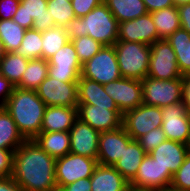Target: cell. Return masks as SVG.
<instances>
[{
    "label": "cell",
    "instance_id": "obj_43",
    "mask_svg": "<svg viewBox=\"0 0 190 191\" xmlns=\"http://www.w3.org/2000/svg\"><path fill=\"white\" fill-rule=\"evenodd\" d=\"M181 28L190 34V3H183L177 6Z\"/></svg>",
    "mask_w": 190,
    "mask_h": 191
},
{
    "label": "cell",
    "instance_id": "obj_20",
    "mask_svg": "<svg viewBox=\"0 0 190 191\" xmlns=\"http://www.w3.org/2000/svg\"><path fill=\"white\" fill-rule=\"evenodd\" d=\"M188 152L189 148L186 144L165 140L151 151L149 155L155 159L164 170H169L173 175L183 164Z\"/></svg>",
    "mask_w": 190,
    "mask_h": 191
},
{
    "label": "cell",
    "instance_id": "obj_48",
    "mask_svg": "<svg viewBox=\"0 0 190 191\" xmlns=\"http://www.w3.org/2000/svg\"><path fill=\"white\" fill-rule=\"evenodd\" d=\"M6 54L4 44L2 43L0 39V61L3 59L4 55Z\"/></svg>",
    "mask_w": 190,
    "mask_h": 191
},
{
    "label": "cell",
    "instance_id": "obj_50",
    "mask_svg": "<svg viewBox=\"0 0 190 191\" xmlns=\"http://www.w3.org/2000/svg\"><path fill=\"white\" fill-rule=\"evenodd\" d=\"M51 191H65V189L62 188V187L56 186V187H55L54 189H52Z\"/></svg>",
    "mask_w": 190,
    "mask_h": 191
},
{
    "label": "cell",
    "instance_id": "obj_31",
    "mask_svg": "<svg viewBox=\"0 0 190 191\" xmlns=\"http://www.w3.org/2000/svg\"><path fill=\"white\" fill-rule=\"evenodd\" d=\"M29 59L16 52H6L0 61L1 75L7 78L15 87L21 82Z\"/></svg>",
    "mask_w": 190,
    "mask_h": 191
},
{
    "label": "cell",
    "instance_id": "obj_33",
    "mask_svg": "<svg viewBox=\"0 0 190 191\" xmlns=\"http://www.w3.org/2000/svg\"><path fill=\"white\" fill-rule=\"evenodd\" d=\"M68 41L65 27L55 26L42 32V59L48 60Z\"/></svg>",
    "mask_w": 190,
    "mask_h": 191
},
{
    "label": "cell",
    "instance_id": "obj_8",
    "mask_svg": "<svg viewBox=\"0 0 190 191\" xmlns=\"http://www.w3.org/2000/svg\"><path fill=\"white\" fill-rule=\"evenodd\" d=\"M97 164V159L73 154L71 152L56 159V185L63 188L79 179L90 178Z\"/></svg>",
    "mask_w": 190,
    "mask_h": 191
},
{
    "label": "cell",
    "instance_id": "obj_13",
    "mask_svg": "<svg viewBox=\"0 0 190 191\" xmlns=\"http://www.w3.org/2000/svg\"><path fill=\"white\" fill-rule=\"evenodd\" d=\"M48 0H20L18 10L12 17L24 29H35L39 32L55 27L47 9Z\"/></svg>",
    "mask_w": 190,
    "mask_h": 191
},
{
    "label": "cell",
    "instance_id": "obj_10",
    "mask_svg": "<svg viewBox=\"0 0 190 191\" xmlns=\"http://www.w3.org/2000/svg\"><path fill=\"white\" fill-rule=\"evenodd\" d=\"M150 47L148 77L164 80L182 78L176 54L166 39L155 41Z\"/></svg>",
    "mask_w": 190,
    "mask_h": 191
},
{
    "label": "cell",
    "instance_id": "obj_34",
    "mask_svg": "<svg viewBox=\"0 0 190 191\" xmlns=\"http://www.w3.org/2000/svg\"><path fill=\"white\" fill-rule=\"evenodd\" d=\"M17 54L32 60L42 58V32L35 29H27Z\"/></svg>",
    "mask_w": 190,
    "mask_h": 191
},
{
    "label": "cell",
    "instance_id": "obj_5",
    "mask_svg": "<svg viewBox=\"0 0 190 191\" xmlns=\"http://www.w3.org/2000/svg\"><path fill=\"white\" fill-rule=\"evenodd\" d=\"M143 104L167 107L182 101V78L164 80L145 77L142 80Z\"/></svg>",
    "mask_w": 190,
    "mask_h": 191
},
{
    "label": "cell",
    "instance_id": "obj_3",
    "mask_svg": "<svg viewBox=\"0 0 190 191\" xmlns=\"http://www.w3.org/2000/svg\"><path fill=\"white\" fill-rule=\"evenodd\" d=\"M65 28L70 41L87 35L103 46H112L118 41L119 23L104 2L86 16L73 18Z\"/></svg>",
    "mask_w": 190,
    "mask_h": 191
},
{
    "label": "cell",
    "instance_id": "obj_28",
    "mask_svg": "<svg viewBox=\"0 0 190 191\" xmlns=\"http://www.w3.org/2000/svg\"><path fill=\"white\" fill-rule=\"evenodd\" d=\"M166 40L176 54L177 64L181 74H190V34L180 27Z\"/></svg>",
    "mask_w": 190,
    "mask_h": 191
},
{
    "label": "cell",
    "instance_id": "obj_47",
    "mask_svg": "<svg viewBox=\"0 0 190 191\" xmlns=\"http://www.w3.org/2000/svg\"><path fill=\"white\" fill-rule=\"evenodd\" d=\"M0 191H24L11 176L0 178Z\"/></svg>",
    "mask_w": 190,
    "mask_h": 191
},
{
    "label": "cell",
    "instance_id": "obj_27",
    "mask_svg": "<svg viewBox=\"0 0 190 191\" xmlns=\"http://www.w3.org/2000/svg\"><path fill=\"white\" fill-rule=\"evenodd\" d=\"M118 23L136 19L148 13L143 0H104Z\"/></svg>",
    "mask_w": 190,
    "mask_h": 191
},
{
    "label": "cell",
    "instance_id": "obj_40",
    "mask_svg": "<svg viewBox=\"0 0 190 191\" xmlns=\"http://www.w3.org/2000/svg\"><path fill=\"white\" fill-rule=\"evenodd\" d=\"M14 151L0 149V178L12 175Z\"/></svg>",
    "mask_w": 190,
    "mask_h": 191
},
{
    "label": "cell",
    "instance_id": "obj_22",
    "mask_svg": "<svg viewBox=\"0 0 190 191\" xmlns=\"http://www.w3.org/2000/svg\"><path fill=\"white\" fill-rule=\"evenodd\" d=\"M91 179V191H130V183L110 165L97 164Z\"/></svg>",
    "mask_w": 190,
    "mask_h": 191
},
{
    "label": "cell",
    "instance_id": "obj_52",
    "mask_svg": "<svg viewBox=\"0 0 190 191\" xmlns=\"http://www.w3.org/2000/svg\"><path fill=\"white\" fill-rule=\"evenodd\" d=\"M187 146H188L189 151H190V137H189V141H188V143H187Z\"/></svg>",
    "mask_w": 190,
    "mask_h": 191
},
{
    "label": "cell",
    "instance_id": "obj_1",
    "mask_svg": "<svg viewBox=\"0 0 190 191\" xmlns=\"http://www.w3.org/2000/svg\"><path fill=\"white\" fill-rule=\"evenodd\" d=\"M56 159L33 140H26L14 152L12 179L24 191H51L56 185Z\"/></svg>",
    "mask_w": 190,
    "mask_h": 191
},
{
    "label": "cell",
    "instance_id": "obj_36",
    "mask_svg": "<svg viewBox=\"0 0 190 191\" xmlns=\"http://www.w3.org/2000/svg\"><path fill=\"white\" fill-rule=\"evenodd\" d=\"M71 41L74 44L77 58L81 65L90 60L103 47L100 42L95 41L88 35L77 37Z\"/></svg>",
    "mask_w": 190,
    "mask_h": 191
},
{
    "label": "cell",
    "instance_id": "obj_14",
    "mask_svg": "<svg viewBox=\"0 0 190 191\" xmlns=\"http://www.w3.org/2000/svg\"><path fill=\"white\" fill-rule=\"evenodd\" d=\"M103 86L122 114L143 104L141 80L121 77Z\"/></svg>",
    "mask_w": 190,
    "mask_h": 191
},
{
    "label": "cell",
    "instance_id": "obj_25",
    "mask_svg": "<svg viewBox=\"0 0 190 191\" xmlns=\"http://www.w3.org/2000/svg\"><path fill=\"white\" fill-rule=\"evenodd\" d=\"M34 140L47 154L55 159L70 153L69 132H41Z\"/></svg>",
    "mask_w": 190,
    "mask_h": 191
},
{
    "label": "cell",
    "instance_id": "obj_42",
    "mask_svg": "<svg viewBox=\"0 0 190 191\" xmlns=\"http://www.w3.org/2000/svg\"><path fill=\"white\" fill-rule=\"evenodd\" d=\"M14 85L5 77L1 75L0 70V107H4L8 98L11 96Z\"/></svg>",
    "mask_w": 190,
    "mask_h": 191
},
{
    "label": "cell",
    "instance_id": "obj_46",
    "mask_svg": "<svg viewBox=\"0 0 190 191\" xmlns=\"http://www.w3.org/2000/svg\"><path fill=\"white\" fill-rule=\"evenodd\" d=\"M63 188L65 191H91V179L82 178Z\"/></svg>",
    "mask_w": 190,
    "mask_h": 191
},
{
    "label": "cell",
    "instance_id": "obj_49",
    "mask_svg": "<svg viewBox=\"0 0 190 191\" xmlns=\"http://www.w3.org/2000/svg\"><path fill=\"white\" fill-rule=\"evenodd\" d=\"M173 1L176 6L183 4V3H190V0H173Z\"/></svg>",
    "mask_w": 190,
    "mask_h": 191
},
{
    "label": "cell",
    "instance_id": "obj_2",
    "mask_svg": "<svg viewBox=\"0 0 190 191\" xmlns=\"http://www.w3.org/2000/svg\"><path fill=\"white\" fill-rule=\"evenodd\" d=\"M4 108L26 140H33L41 133L46 104L36 91L14 87Z\"/></svg>",
    "mask_w": 190,
    "mask_h": 191
},
{
    "label": "cell",
    "instance_id": "obj_39",
    "mask_svg": "<svg viewBox=\"0 0 190 191\" xmlns=\"http://www.w3.org/2000/svg\"><path fill=\"white\" fill-rule=\"evenodd\" d=\"M104 0H71V6L76 17H84Z\"/></svg>",
    "mask_w": 190,
    "mask_h": 191
},
{
    "label": "cell",
    "instance_id": "obj_37",
    "mask_svg": "<svg viewBox=\"0 0 190 191\" xmlns=\"http://www.w3.org/2000/svg\"><path fill=\"white\" fill-rule=\"evenodd\" d=\"M170 188L190 191V151L187 153L183 164L173 174Z\"/></svg>",
    "mask_w": 190,
    "mask_h": 191
},
{
    "label": "cell",
    "instance_id": "obj_41",
    "mask_svg": "<svg viewBox=\"0 0 190 191\" xmlns=\"http://www.w3.org/2000/svg\"><path fill=\"white\" fill-rule=\"evenodd\" d=\"M19 4L20 0H0V19H12Z\"/></svg>",
    "mask_w": 190,
    "mask_h": 191
},
{
    "label": "cell",
    "instance_id": "obj_45",
    "mask_svg": "<svg viewBox=\"0 0 190 191\" xmlns=\"http://www.w3.org/2000/svg\"><path fill=\"white\" fill-rule=\"evenodd\" d=\"M182 102L190 115V74L182 76Z\"/></svg>",
    "mask_w": 190,
    "mask_h": 191
},
{
    "label": "cell",
    "instance_id": "obj_24",
    "mask_svg": "<svg viewBox=\"0 0 190 191\" xmlns=\"http://www.w3.org/2000/svg\"><path fill=\"white\" fill-rule=\"evenodd\" d=\"M146 154L140 143L137 140H133L124 149L121 158L114 163L113 167L130 182L136 176L138 168Z\"/></svg>",
    "mask_w": 190,
    "mask_h": 191
},
{
    "label": "cell",
    "instance_id": "obj_9",
    "mask_svg": "<svg viewBox=\"0 0 190 191\" xmlns=\"http://www.w3.org/2000/svg\"><path fill=\"white\" fill-rule=\"evenodd\" d=\"M162 123V109L152 105L141 104L125 112L122 118V126L133 140H138L149 131L161 127Z\"/></svg>",
    "mask_w": 190,
    "mask_h": 191
},
{
    "label": "cell",
    "instance_id": "obj_32",
    "mask_svg": "<svg viewBox=\"0 0 190 191\" xmlns=\"http://www.w3.org/2000/svg\"><path fill=\"white\" fill-rule=\"evenodd\" d=\"M26 29L12 19H0V39L6 52H16L21 46Z\"/></svg>",
    "mask_w": 190,
    "mask_h": 191
},
{
    "label": "cell",
    "instance_id": "obj_51",
    "mask_svg": "<svg viewBox=\"0 0 190 191\" xmlns=\"http://www.w3.org/2000/svg\"><path fill=\"white\" fill-rule=\"evenodd\" d=\"M165 191H188V190H178V189H173V188H168Z\"/></svg>",
    "mask_w": 190,
    "mask_h": 191
},
{
    "label": "cell",
    "instance_id": "obj_38",
    "mask_svg": "<svg viewBox=\"0 0 190 191\" xmlns=\"http://www.w3.org/2000/svg\"><path fill=\"white\" fill-rule=\"evenodd\" d=\"M165 140H167L165 133L161 127H158L141 136L137 141L143 150L149 154Z\"/></svg>",
    "mask_w": 190,
    "mask_h": 191
},
{
    "label": "cell",
    "instance_id": "obj_19",
    "mask_svg": "<svg viewBox=\"0 0 190 191\" xmlns=\"http://www.w3.org/2000/svg\"><path fill=\"white\" fill-rule=\"evenodd\" d=\"M69 133L71 153L97 159L100 132L77 118Z\"/></svg>",
    "mask_w": 190,
    "mask_h": 191
},
{
    "label": "cell",
    "instance_id": "obj_7",
    "mask_svg": "<svg viewBox=\"0 0 190 191\" xmlns=\"http://www.w3.org/2000/svg\"><path fill=\"white\" fill-rule=\"evenodd\" d=\"M173 175L164 170L149 154L143 158L136 176L129 182L136 191H165L171 185Z\"/></svg>",
    "mask_w": 190,
    "mask_h": 191
},
{
    "label": "cell",
    "instance_id": "obj_17",
    "mask_svg": "<svg viewBox=\"0 0 190 191\" xmlns=\"http://www.w3.org/2000/svg\"><path fill=\"white\" fill-rule=\"evenodd\" d=\"M158 37L151 13L119 23L118 41L138 42L152 45Z\"/></svg>",
    "mask_w": 190,
    "mask_h": 191
},
{
    "label": "cell",
    "instance_id": "obj_30",
    "mask_svg": "<svg viewBox=\"0 0 190 191\" xmlns=\"http://www.w3.org/2000/svg\"><path fill=\"white\" fill-rule=\"evenodd\" d=\"M48 67V60L42 58L29 60L21 82L16 87L36 91L41 82L48 76Z\"/></svg>",
    "mask_w": 190,
    "mask_h": 191
},
{
    "label": "cell",
    "instance_id": "obj_12",
    "mask_svg": "<svg viewBox=\"0 0 190 191\" xmlns=\"http://www.w3.org/2000/svg\"><path fill=\"white\" fill-rule=\"evenodd\" d=\"M36 92L46 106L78 107L77 82H62L48 75Z\"/></svg>",
    "mask_w": 190,
    "mask_h": 191
},
{
    "label": "cell",
    "instance_id": "obj_29",
    "mask_svg": "<svg viewBox=\"0 0 190 191\" xmlns=\"http://www.w3.org/2000/svg\"><path fill=\"white\" fill-rule=\"evenodd\" d=\"M151 16L156 26L158 37L167 39L177 29L181 27L179 13L176 5L168 8H163L151 13Z\"/></svg>",
    "mask_w": 190,
    "mask_h": 191
},
{
    "label": "cell",
    "instance_id": "obj_23",
    "mask_svg": "<svg viewBox=\"0 0 190 191\" xmlns=\"http://www.w3.org/2000/svg\"><path fill=\"white\" fill-rule=\"evenodd\" d=\"M77 85L78 104H91L97 107H109V110H119L115 101L104 90L102 84L80 76Z\"/></svg>",
    "mask_w": 190,
    "mask_h": 191
},
{
    "label": "cell",
    "instance_id": "obj_35",
    "mask_svg": "<svg viewBox=\"0 0 190 191\" xmlns=\"http://www.w3.org/2000/svg\"><path fill=\"white\" fill-rule=\"evenodd\" d=\"M48 13L53 19L55 26L66 27L68 23L75 18L71 1L66 0H48Z\"/></svg>",
    "mask_w": 190,
    "mask_h": 191
},
{
    "label": "cell",
    "instance_id": "obj_6",
    "mask_svg": "<svg viewBox=\"0 0 190 191\" xmlns=\"http://www.w3.org/2000/svg\"><path fill=\"white\" fill-rule=\"evenodd\" d=\"M81 77L102 85L121 78L114 45L103 46L90 60L82 64Z\"/></svg>",
    "mask_w": 190,
    "mask_h": 191
},
{
    "label": "cell",
    "instance_id": "obj_16",
    "mask_svg": "<svg viewBox=\"0 0 190 191\" xmlns=\"http://www.w3.org/2000/svg\"><path fill=\"white\" fill-rule=\"evenodd\" d=\"M133 141L123 126L118 129L100 132L97 162L113 166L121 158L124 149Z\"/></svg>",
    "mask_w": 190,
    "mask_h": 191
},
{
    "label": "cell",
    "instance_id": "obj_44",
    "mask_svg": "<svg viewBox=\"0 0 190 191\" xmlns=\"http://www.w3.org/2000/svg\"><path fill=\"white\" fill-rule=\"evenodd\" d=\"M148 13H152L163 8L171 7L174 4L173 0H143Z\"/></svg>",
    "mask_w": 190,
    "mask_h": 191
},
{
    "label": "cell",
    "instance_id": "obj_15",
    "mask_svg": "<svg viewBox=\"0 0 190 191\" xmlns=\"http://www.w3.org/2000/svg\"><path fill=\"white\" fill-rule=\"evenodd\" d=\"M161 109L163 119L161 128L167 140L187 145L190 137V115L184 103L181 101Z\"/></svg>",
    "mask_w": 190,
    "mask_h": 191
},
{
    "label": "cell",
    "instance_id": "obj_18",
    "mask_svg": "<svg viewBox=\"0 0 190 191\" xmlns=\"http://www.w3.org/2000/svg\"><path fill=\"white\" fill-rule=\"evenodd\" d=\"M78 118L96 131L106 132L122 126L123 114L120 110H109V107L78 104Z\"/></svg>",
    "mask_w": 190,
    "mask_h": 191
},
{
    "label": "cell",
    "instance_id": "obj_11",
    "mask_svg": "<svg viewBox=\"0 0 190 191\" xmlns=\"http://www.w3.org/2000/svg\"><path fill=\"white\" fill-rule=\"evenodd\" d=\"M48 75L62 82H78L82 65L77 58L74 44L68 41L48 59Z\"/></svg>",
    "mask_w": 190,
    "mask_h": 191
},
{
    "label": "cell",
    "instance_id": "obj_21",
    "mask_svg": "<svg viewBox=\"0 0 190 191\" xmlns=\"http://www.w3.org/2000/svg\"><path fill=\"white\" fill-rule=\"evenodd\" d=\"M78 118V107L46 106L41 132H69Z\"/></svg>",
    "mask_w": 190,
    "mask_h": 191
},
{
    "label": "cell",
    "instance_id": "obj_26",
    "mask_svg": "<svg viewBox=\"0 0 190 191\" xmlns=\"http://www.w3.org/2000/svg\"><path fill=\"white\" fill-rule=\"evenodd\" d=\"M26 141L4 107H0V149L15 150Z\"/></svg>",
    "mask_w": 190,
    "mask_h": 191
},
{
    "label": "cell",
    "instance_id": "obj_4",
    "mask_svg": "<svg viewBox=\"0 0 190 191\" xmlns=\"http://www.w3.org/2000/svg\"><path fill=\"white\" fill-rule=\"evenodd\" d=\"M114 48L122 77L141 81L147 77L151 55L150 45L117 41Z\"/></svg>",
    "mask_w": 190,
    "mask_h": 191
}]
</instances>
